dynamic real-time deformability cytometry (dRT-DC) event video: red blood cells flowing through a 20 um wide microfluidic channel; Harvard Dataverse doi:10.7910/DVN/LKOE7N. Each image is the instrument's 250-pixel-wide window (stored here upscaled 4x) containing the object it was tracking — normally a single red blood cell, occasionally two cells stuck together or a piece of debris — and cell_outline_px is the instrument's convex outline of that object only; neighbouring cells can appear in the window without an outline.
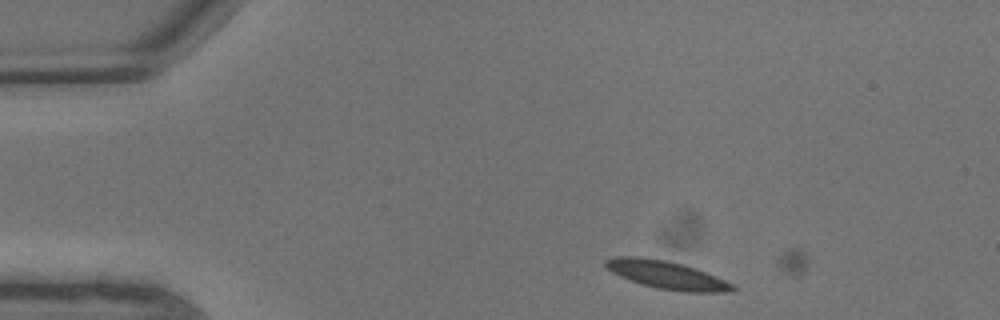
{"species": "common noctule bat (a hibernating species)", "species_latin": "Nyctalus noctula", "temperature_condition": "warm", "stored_images_in_passage": 3, "camera_frame_rate_fps": 3000, "um_per_image_px": 0.085, "animal": {"sex": "male", "body_mass_g": 13.3}, "frame": {"image": 1, "passage_image": 2, "time_ms": 0.333, "image_size_px": [1000, 320], "cell_outline_px": [[736, 288], [732, 292], [684, 292], [656, 288], [620, 276], [612, 272], [604, 264], [604, 260], [616, 256], [640, 256], [664, 260], [696, 268], [724, 280], [732, 284]], "centroid_in_image_um": [56.67, 23.37], "position_along_channel_um": 28.3, "area_um2": 20.46}}